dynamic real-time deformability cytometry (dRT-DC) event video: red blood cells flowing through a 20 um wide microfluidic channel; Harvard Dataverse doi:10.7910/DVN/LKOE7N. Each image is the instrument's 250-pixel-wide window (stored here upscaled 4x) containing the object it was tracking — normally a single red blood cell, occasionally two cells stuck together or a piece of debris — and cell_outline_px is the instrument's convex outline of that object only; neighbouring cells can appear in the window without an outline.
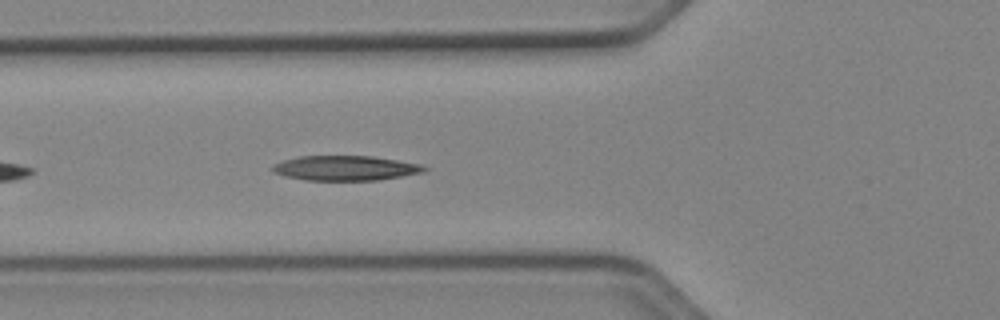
{"species": "Egyptian fruit bat (a non-hibernating species)", "species_latin": "Rousettus aegyptiacus", "temperature_condition": "cold", "stored_images_in_passage": 8, "camera_frame_rate_fps": 3000, "um_per_image_px": 0.085, "animal": {"sex": "female"}, "frame": {"image": 1, "passage_image": 5, "time_ms": 1.333, "image_size_px": [1000, 320], "cell_outline_px": [[428, 168], [424, 172], [380, 180], [304, 180], [284, 176], [272, 172], [272, 164], [284, 160], [300, 156], [372, 156], [420, 164]], "centroid_in_image_um": [29.33, 14.29], "position_along_channel_um": 96.5, "area_um2": 21.96}}